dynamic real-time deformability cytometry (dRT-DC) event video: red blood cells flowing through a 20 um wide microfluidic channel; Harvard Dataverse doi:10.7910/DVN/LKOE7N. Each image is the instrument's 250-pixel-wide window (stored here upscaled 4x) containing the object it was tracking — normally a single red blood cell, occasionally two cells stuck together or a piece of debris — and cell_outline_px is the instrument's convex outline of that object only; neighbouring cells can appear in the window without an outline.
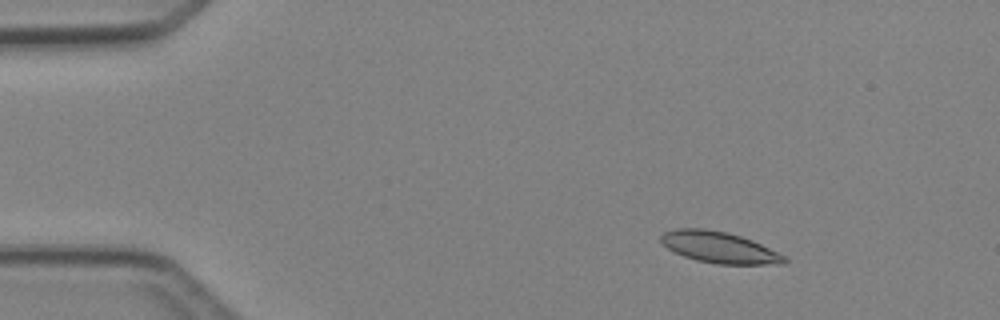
{"species": "Egyptian fruit bat (a non-hibernating species)", "species_latin": "Rousettus aegyptiacus", "temperature_condition": "cold", "stored_images_in_passage": 4, "camera_frame_rate_fps": 3000, "um_per_image_px": 0.085, "animal": {"sex": "female"}, "frame": {"image": 1, "passage_image": 2, "time_ms": 1.0, "image_size_px": [1000, 320], "cell_outline_px": [[788, 260], [784, 264], [716, 264], [696, 260], [684, 256], [668, 248], [660, 240], [660, 236], [664, 232], [676, 228], [704, 228], [728, 232], [752, 240], [788, 256]], "centroid_in_image_um": [61.18, 21.02], "position_along_channel_um": 23.8, "area_um2": 22.6}}